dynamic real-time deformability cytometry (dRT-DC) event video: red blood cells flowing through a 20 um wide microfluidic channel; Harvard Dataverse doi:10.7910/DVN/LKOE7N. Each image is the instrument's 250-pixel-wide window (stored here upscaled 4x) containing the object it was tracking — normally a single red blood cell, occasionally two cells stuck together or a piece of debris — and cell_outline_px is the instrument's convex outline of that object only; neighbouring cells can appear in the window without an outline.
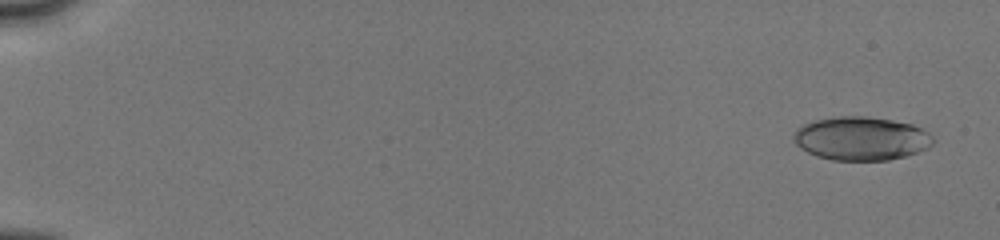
{"species": "human", "species_latin": "Homo sapiens", "temperature_condition": "cold", "stored_images_in_passage": 24, "camera_frame_rate_fps": 3000, "um_per_image_px": 0.085, "donor": {"sex": "male"}, "frame": {"image": 1, "passage_image": 4, "time_ms": 0.667, "image_size_px": [1000, 240], "cell_outline_px": [[936, 140], [928, 148], [904, 156], [888, 160], [832, 160], [816, 156], [800, 148], [796, 144], [792, 136], [796, 128], [804, 124], [816, 120], [840, 116], [868, 116], [892, 120], [912, 124], [928, 132]], "centroid_in_image_um": [73.19, 11.77], "position_along_channel_um": 11.8, "area_um2": 35.43}}
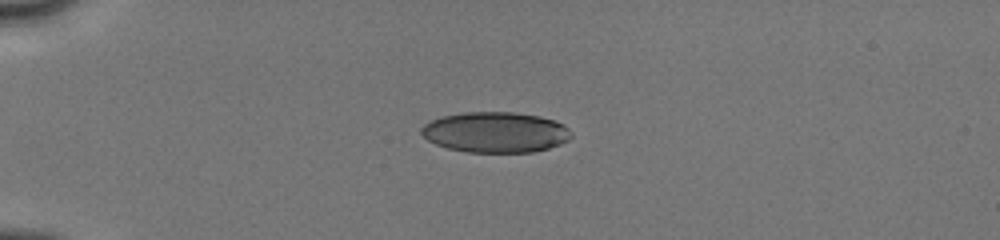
{"frame": {"image": 2, "passage_image": 16, "time_ms": 4.667, "image_size_px": [1000, 240], "cell_outline_px": [[572, 136], [568, 140], [560, 144], [548, 148], [532, 152], [468, 152], [448, 148], [436, 144], [428, 140], [420, 132], [420, 128], [424, 124], [440, 116], [464, 112], [512, 112], [540, 116], [556, 120], [564, 124], [572, 132]], "centroid_in_image_um": [42.13, 11.23], "position_along_channel_um": 42.9, "area_um2": 35.6}}